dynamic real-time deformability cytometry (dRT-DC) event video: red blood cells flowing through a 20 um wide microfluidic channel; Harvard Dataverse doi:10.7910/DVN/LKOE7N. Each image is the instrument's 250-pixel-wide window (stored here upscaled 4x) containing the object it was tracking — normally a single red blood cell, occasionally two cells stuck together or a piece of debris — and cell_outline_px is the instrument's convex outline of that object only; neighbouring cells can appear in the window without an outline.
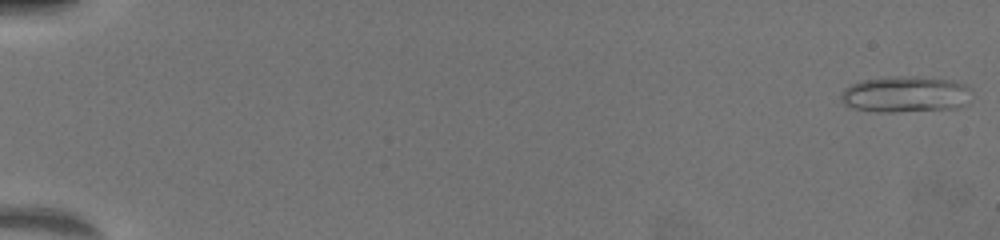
{"species": "common noctule bat (a hibernating species)", "species_latin": "Nyctalus noctula", "temperature_condition": "warm", "stored_images_in_passage": 66, "camera_frame_rate_fps": 3000, "um_per_image_px": 0.085, "animal": {"sex": "female", "body_mass_g": 19.5, "forearm_length_mm": 54.1}, "frame": {"image": 1, "passage_image": 2, "time_ms": 0.333, "image_size_px": [1000, 240], "cell_outline_px": [[972, 88], [968, 104], [956, 108], [892, 112], [876, 112], [852, 108], [844, 104], [840, 96], [844, 88], [860, 80], [892, 76], [916, 76], [952, 80], [968, 84]], "centroid_in_image_um": [77.0, 8.01], "position_along_channel_um": 8.0, "area_um2": 28.03}}
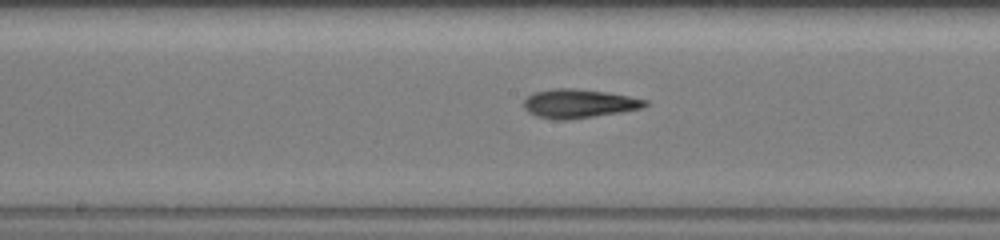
{"frame": {"image": 2, "passage_image": 37, "time_ms": 12.0, "image_size_px": [1000, 240], "cell_outline_px": [[648, 104], [644, 108], [620, 112], [568, 120], [556, 120], [536, 116], [528, 112], [524, 108], [524, 100], [532, 92], [552, 88], [572, 88], [608, 92], [648, 100]], "centroid_in_image_um": [49.18, 8.8], "position_along_channel_um": 199.0, "area_um2": 20.52}}
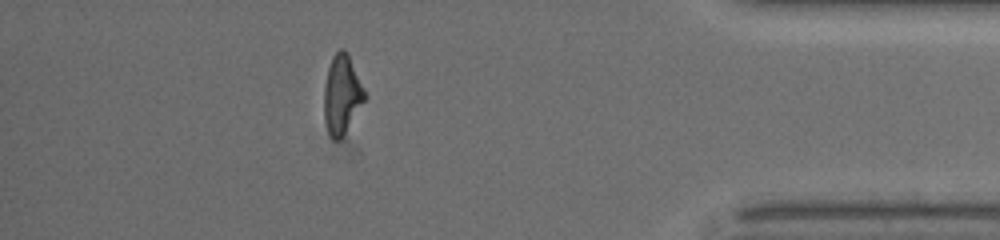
{"frame": {"image": 3, "passage_image": 59, "time_ms": 19.333, "image_size_px": [1000, 240], "cell_outline_px": [[368, 96], [340, 140], [332, 140], [328, 132], [324, 120], [324, 88], [328, 68], [332, 56], [340, 48], [344, 48], [348, 52]], "centroid_in_image_um": [29.07, 8.02], "position_along_channel_um": 406.1, "area_um2": 18.96}}